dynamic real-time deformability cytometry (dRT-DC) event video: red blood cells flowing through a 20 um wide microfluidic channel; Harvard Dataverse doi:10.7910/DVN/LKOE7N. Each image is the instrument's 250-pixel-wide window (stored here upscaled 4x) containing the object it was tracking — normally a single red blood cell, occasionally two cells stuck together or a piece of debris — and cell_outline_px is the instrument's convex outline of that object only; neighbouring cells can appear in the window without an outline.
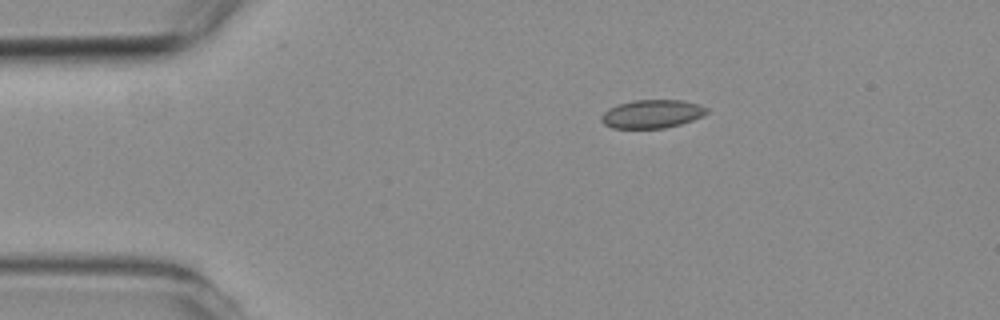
{"species": "common noctule bat (a hibernating species)", "species_latin": "Nyctalus noctula", "temperature_condition": "room temperature", "stored_images_in_passage": 5, "camera_frame_rate_fps": 3000, "um_per_image_px": 0.085, "animal": {"sex": "female", "body_mass_g": 19.3, "forearm_length_mm": 54.1}, "frame": {"image": 1, "passage_image": 1, "time_ms": 0.0, "image_size_px": [1000, 320], "cell_outline_px": [[708, 112], [704, 116], [680, 124], [664, 128], [612, 128], [604, 124], [600, 120], [600, 116], [608, 108], [620, 104], [636, 100], [684, 100], [700, 104], [708, 108]], "centroid_in_image_um": [55.44, 9.68], "position_along_channel_um": 29.6, "area_um2": 17.51}}
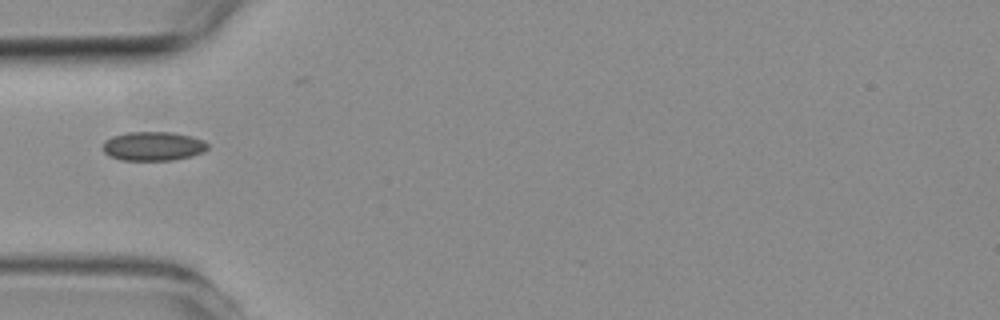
{"frame": {"image": 2, "passage_image": 3, "time_ms": 2.333, "image_size_px": [1000, 320], "cell_outline_px": [[208, 148], [204, 152], [192, 156], [172, 160], [120, 160], [104, 152], [104, 140], [112, 136], [128, 132], [172, 132], [192, 136], [204, 140], [208, 144]], "centroid_in_image_um": [13.05, 12.42], "position_along_channel_um": 71.9, "area_um2": 17.8}}
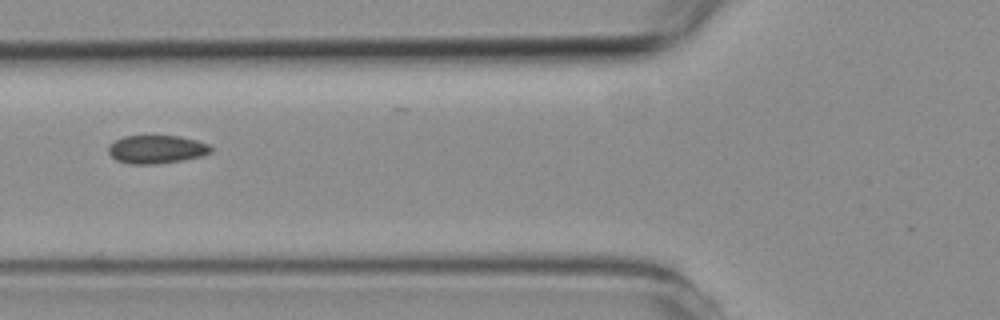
{"frame": {"image": 3, "passage_image": 4, "time_ms": 3.333, "image_size_px": [1000, 320], "cell_outline_px": [[212, 152], [200, 156], [180, 160], [156, 164], [128, 164], [116, 160], [108, 152], [108, 148], [116, 140], [124, 136], [180, 136], [196, 140], [208, 144], [212, 148]], "centroid_in_image_um": [13.3, 12.69], "position_along_channel_um": 112.5, "area_um2": 16.7}}